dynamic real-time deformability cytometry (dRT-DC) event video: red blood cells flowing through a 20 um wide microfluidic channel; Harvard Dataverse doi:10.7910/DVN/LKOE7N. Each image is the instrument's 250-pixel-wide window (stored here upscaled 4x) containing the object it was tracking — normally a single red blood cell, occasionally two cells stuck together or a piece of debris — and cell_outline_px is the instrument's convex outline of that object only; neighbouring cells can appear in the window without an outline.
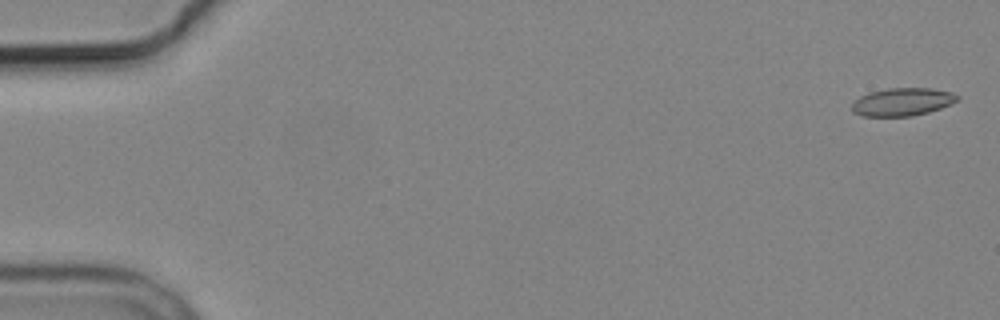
{"species": "common noctule bat (a hibernating species)", "species_latin": "Nyctalus noctula", "temperature_condition": "cold", "stored_images_in_passage": 5, "camera_frame_rate_fps": 3000, "um_per_image_px": 0.085, "animal": {"sex": "male", "body_mass_g": 19.2, "forearm_length_mm": 51.8}, "frame": {"image": 1, "passage_image": 1, "time_ms": 0.0, "image_size_px": [1000, 320], "cell_outline_px": [[960, 100], [940, 108], [928, 112], [912, 116], [860, 116], [852, 112], [852, 100], [868, 92], [888, 88], [932, 88], [952, 92], [960, 96]], "centroid_in_image_um": [76.68, 8.65], "position_along_channel_um": 8.3, "area_um2": 17.4}}
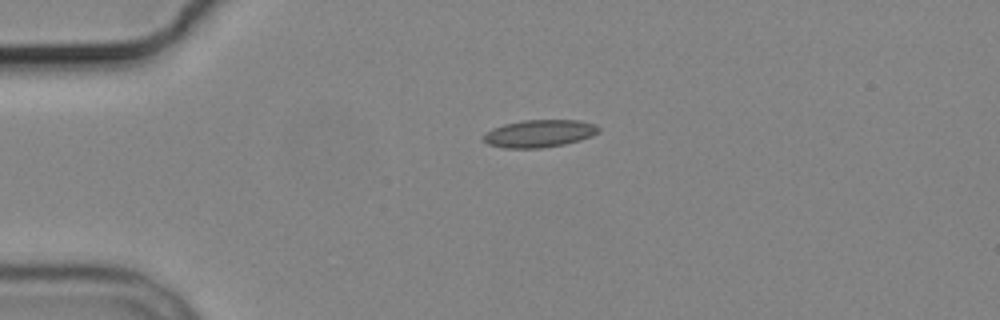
{"frame": {"image": 2, "passage_image": 4, "time_ms": 4.0, "image_size_px": [1000, 320], "cell_outline_px": [[600, 132], [592, 136], [580, 140], [564, 144], [540, 148], [504, 148], [488, 144], [484, 140], [484, 132], [492, 128], [504, 124], [524, 120], [580, 120], [596, 124], [600, 128]], "centroid_in_image_um": [45.86, 11.34], "position_along_channel_um": 39.1, "area_um2": 18.55}}